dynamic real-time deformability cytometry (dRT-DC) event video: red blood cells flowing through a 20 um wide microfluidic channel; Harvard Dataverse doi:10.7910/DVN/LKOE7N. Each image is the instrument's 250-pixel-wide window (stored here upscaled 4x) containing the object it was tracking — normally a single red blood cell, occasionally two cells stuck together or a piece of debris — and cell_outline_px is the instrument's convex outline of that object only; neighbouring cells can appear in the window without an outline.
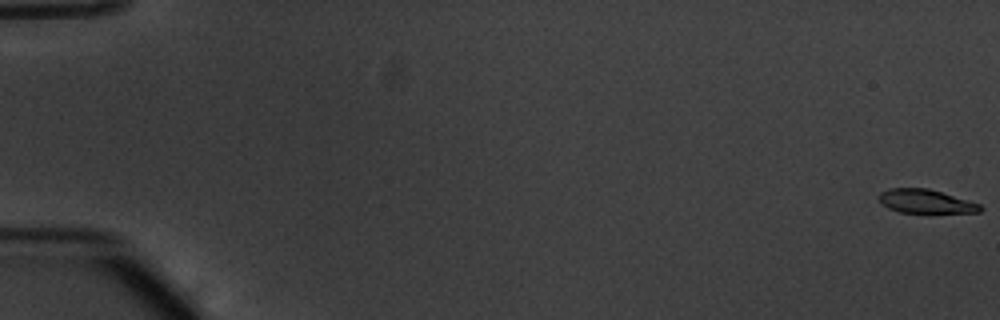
{"species": "common noctule bat (a hibernating species)", "species_latin": "Nyctalus noctula", "temperature_condition": "warm", "stored_images_in_passage": 56, "segment_of_instrument_passage": [1, 2], "camera_frame_rate_fps": 3000, "um_per_image_px": 0.085, "animal": {"sex": "male", "body_mass_g": 20.1, "forearm_length_mm": 53.5}, "frame": {"image": 1, "passage_image": 1, "time_ms": 0.0, "image_size_px": [1000, 320], "cell_outline_px": [[984, 208], [980, 212], [900, 212], [888, 208], [880, 204], [880, 192], [888, 188], [928, 188], [980, 204]], "centroid_in_image_um": [78.66, 17.11], "position_along_channel_um": 6.3, "area_um2": 13.81}}
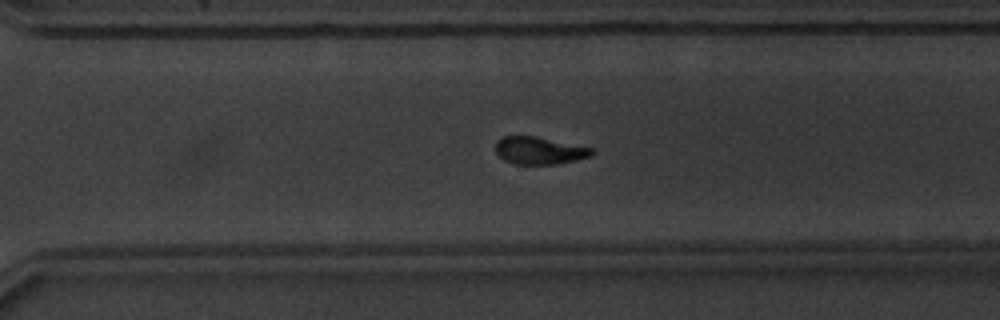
{"frame": {"image": 2, "passage_image": 40, "time_ms": 13.0, "image_size_px": [1000, 320], "cell_outline_px": [[592, 156], [576, 160], [556, 164], [516, 164], [504, 160], [496, 152], [496, 140], [504, 136], [536, 136], [592, 148]], "centroid_in_image_um": [45.82, 12.79], "position_along_channel_um": 324.8, "area_um2": 15.26}}
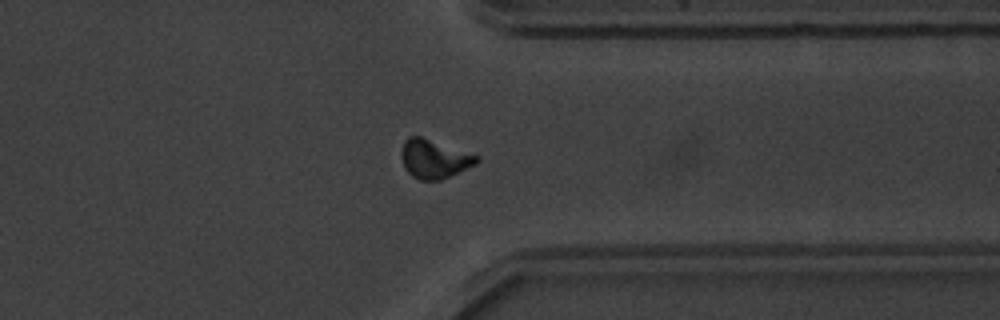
{"frame": {"image": 3, "passage_image": 44, "time_ms": 14.333, "image_size_px": [1000, 320], "cell_outline_px": [[480, 160], [476, 164], [440, 180], [420, 180], [412, 176], [404, 168], [400, 156], [400, 152], [404, 140], [408, 136], [420, 136], [480, 156]], "centroid_in_image_um": [36.87, 13.5], "position_along_channel_um": 374.5, "area_um2": 17.05}}